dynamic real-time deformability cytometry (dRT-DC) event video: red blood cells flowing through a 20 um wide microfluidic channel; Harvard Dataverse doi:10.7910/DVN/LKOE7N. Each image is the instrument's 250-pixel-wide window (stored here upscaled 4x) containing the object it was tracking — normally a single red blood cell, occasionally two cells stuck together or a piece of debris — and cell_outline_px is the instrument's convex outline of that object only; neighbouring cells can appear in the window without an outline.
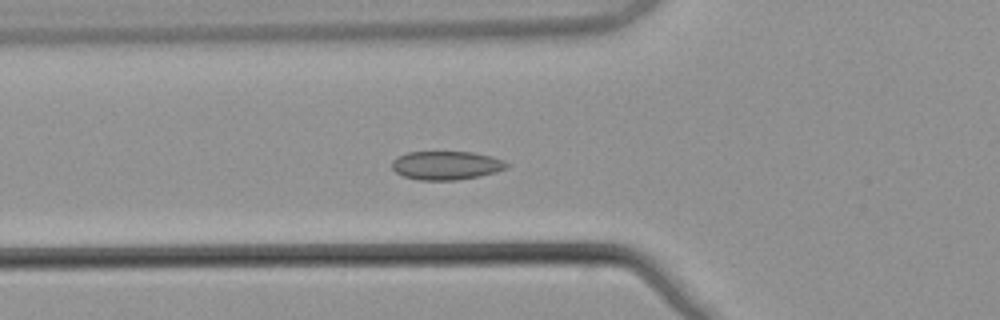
{"species": "common noctule bat (a hibernating species)", "species_latin": "Nyctalus noctula", "temperature_condition": "warm", "stored_images_in_passage": 55, "camera_frame_rate_fps": 3000, "um_per_image_px": 0.085, "animal": {"sex": "male", "body_mass_g": 21.5, "forearm_length_mm": 52.0}, "frame": {"image": 1, "passage_image": 21, "time_ms": 6.667, "image_size_px": [1000, 320], "cell_outline_px": [[512, 164], [508, 168], [496, 172], [480, 176], [456, 180], [420, 180], [404, 176], [396, 172], [392, 168], [392, 160], [396, 156], [408, 152], [472, 152], [492, 156], [504, 160]], "centroid_in_image_um": [37.97, 14.05], "position_along_channel_um": 87.8, "area_um2": 19.36}}
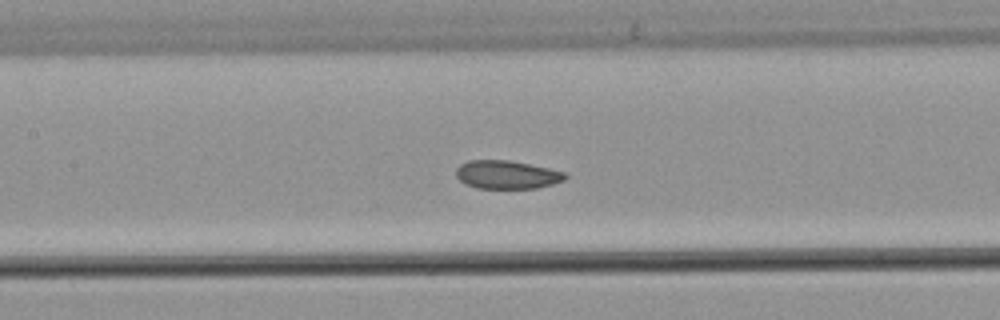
{"frame": {"image": 2, "passage_image": 27, "time_ms": 8.667, "image_size_px": [1000, 320], "cell_outline_px": [[568, 176], [564, 180], [552, 184], [536, 188], [476, 188], [460, 180], [456, 176], [456, 168], [460, 164], [468, 160], [508, 160], [568, 172]], "centroid_in_image_um": [43.1, 14.84], "position_along_channel_um": 164.3, "area_um2": 17.98}}
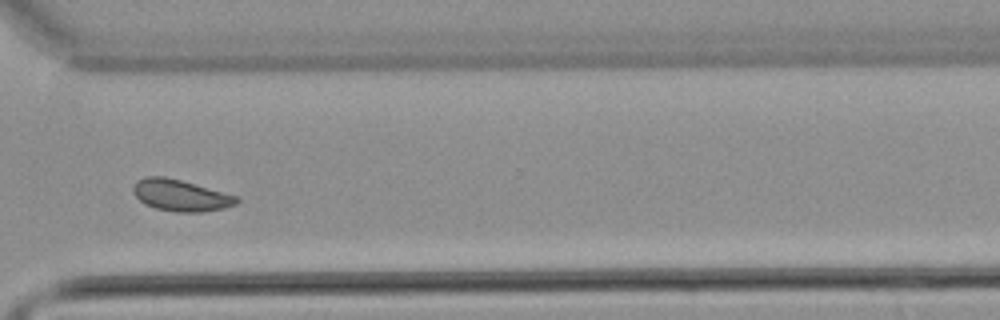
{"frame": {"image": 3, "passage_image": 42, "time_ms": 13.667, "image_size_px": [1000, 320], "cell_outline_px": [[240, 200], [236, 204], [224, 208], [204, 212], [176, 212], [156, 208], [144, 204], [132, 192], [132, 188], [136, 180], [144, 176], [164, 176], [180, 180], [236, 196]], "centroid_in_image_um": [15.31, 16.61], "position_along_channel_um": 355.3, "area_um2": 18.9}, "authors_computed_cell_mechanics": {"area_um2": 19.074, "velocity_mm_per_s": 3.8072, "shape_relaxation_time_tau1_ms": 7.8588, "shape_relaxation_time_tau2_ms": 3.0587, "deformation_change_tau1": 0.0789, "deformation_change_tau2": 0.0407}}